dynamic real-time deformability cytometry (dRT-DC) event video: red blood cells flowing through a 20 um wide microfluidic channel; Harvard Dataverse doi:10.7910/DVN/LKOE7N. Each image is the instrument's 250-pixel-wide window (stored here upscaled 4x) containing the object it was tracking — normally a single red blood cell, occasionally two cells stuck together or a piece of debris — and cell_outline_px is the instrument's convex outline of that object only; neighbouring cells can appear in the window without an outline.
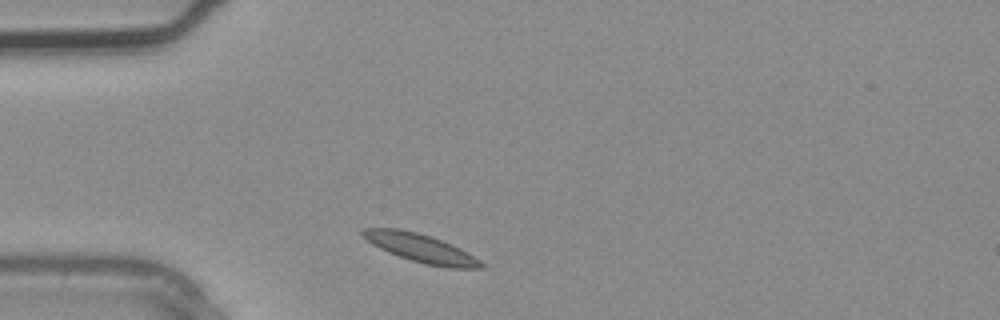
{"species": "common noctule bat (a hibernating species)", "species_latin": "Nyctalus noctula", "temperature_condition": "warm", "stored_images_in_passage": 3, "camera_frame_rate_fps": 3000, "um_per_image_px": 0.085, "animal": {"sex": "male", "body_mass_g": 20.4}, "frame": {"image": 1, "passage_image": 3, "time_ms": 0.667, "image_size_px": [1000, 320], "cell_outline_px": [[484, 268], [448, 268], [424, 264], [388, 252], [372, 244], [360, 232], [364, 228], [400, 228], [432, 236], [452, 244], [460, 248], [480, 260], [484, 264]], "centroid_in_image_um": [35.79, 21.09], "position_along_channel_um": 49.2, "area_um2": 19.48}}